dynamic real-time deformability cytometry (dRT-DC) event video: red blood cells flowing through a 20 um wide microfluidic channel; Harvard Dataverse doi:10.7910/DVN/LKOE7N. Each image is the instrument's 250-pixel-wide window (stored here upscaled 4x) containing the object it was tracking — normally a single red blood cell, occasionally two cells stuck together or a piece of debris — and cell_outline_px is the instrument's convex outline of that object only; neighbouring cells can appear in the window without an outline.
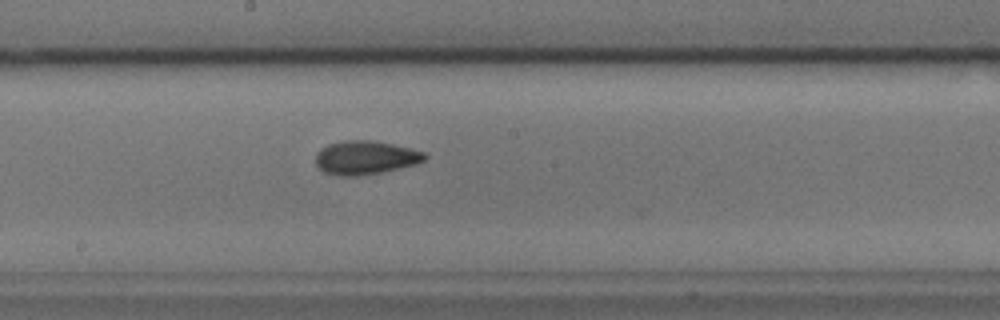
{"species": "common noctule bat (a hibernating species)", "species_latin": "Nyctalus noctula", "temperature_condition": "cold", "stored_images_in_passage": 20, "camera_frame_rate_fps": 3000, "um_per_image_px": 0.085, "animal": {"sex": "male", "body_mass_g": 17.9, "forearm_length_mm": 54.2}, "frame": {"image": 1, "passage_image": 11, "time_ms": 3.333, "image_size_px": [1000, 320], "cell_outline_px": [[428, 156], [424, 160], [416, 164], [380, 172], [356, 176], [340, 176], [324, 172], [316, 164], [316, 152], [320, 148], [328, 144], [348, 140], [372, 140], [392, 144], [424, 152]], "centroid_in_image_um": [31.03, 13.39], "position_along_channel_um": 217.2, "area_um2": 21.21}}